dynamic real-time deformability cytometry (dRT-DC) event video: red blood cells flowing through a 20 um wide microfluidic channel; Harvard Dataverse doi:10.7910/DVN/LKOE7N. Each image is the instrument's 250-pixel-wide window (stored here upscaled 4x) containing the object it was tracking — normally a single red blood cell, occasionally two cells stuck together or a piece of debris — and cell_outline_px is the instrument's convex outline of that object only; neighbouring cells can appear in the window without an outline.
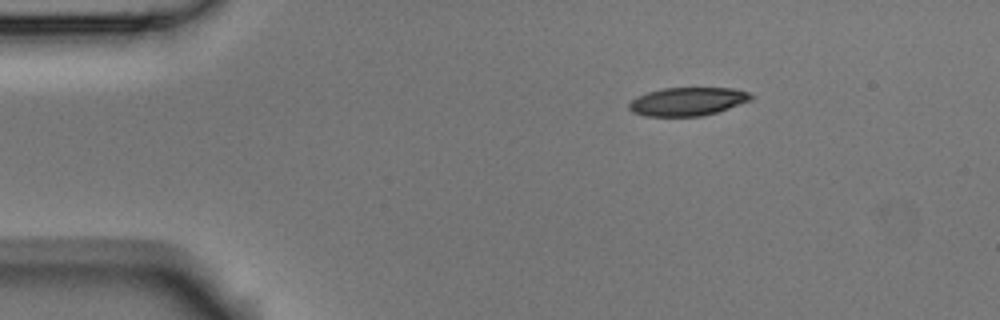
{"species": "Egyptian fruit bat (a non-hibernating species)", "species_latin": "Rousettus aegyptiacus", "temperature_condition": "room temperature", "stored_images_in_passage": 3, "camera_frame_rate_fps": 3000, "um_per_image_px": 0.085, "animal": {"sex": "male"}, "frame": {"image": 1, "passage_image": 1, "time_ms": 0.0, "image_size_px": [1000, 320], "cell_outline_px": [[756, 96], [752, 100], [716, 112], [700, 116], [644, 116], [632, 112], [628, 108], [628, 104], [636, 96], [648, 92], [664, 88], [732, 88], [748, 92]], "centroid_in_image_um": [58.44, 8.62], "position_along_channel_um": 26.6, "area_um2": 20.17}}
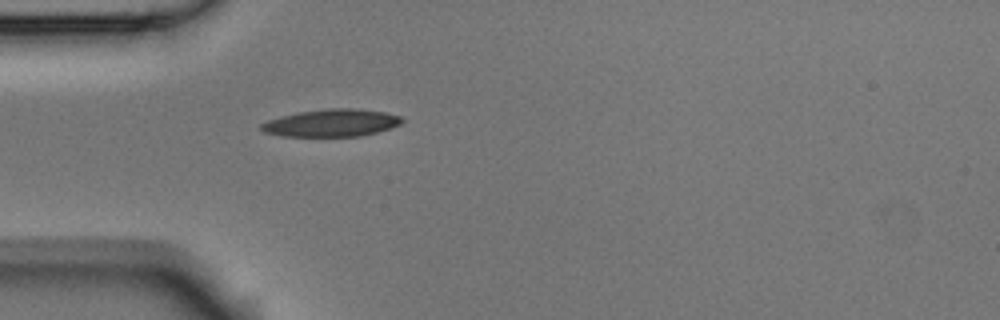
{"frame": {"image": 2, "passage_image": 3, "time_ms": 0.667, "image_size_px": [1000, 320], "cell_outline_px": [[404, 120], [400, 124], [376, 132], [360, 136], [280, 136], [264, 132], [260, 128], [260, 124], [268, 120], [280, 116], [296, 112], [328, 108], [352, 108], [384, 112], [400, 116]], "centroid_in_image_um": [28.13, 10.44], "position_along_channel_um": 56.9, "area_um2": 22.43}}